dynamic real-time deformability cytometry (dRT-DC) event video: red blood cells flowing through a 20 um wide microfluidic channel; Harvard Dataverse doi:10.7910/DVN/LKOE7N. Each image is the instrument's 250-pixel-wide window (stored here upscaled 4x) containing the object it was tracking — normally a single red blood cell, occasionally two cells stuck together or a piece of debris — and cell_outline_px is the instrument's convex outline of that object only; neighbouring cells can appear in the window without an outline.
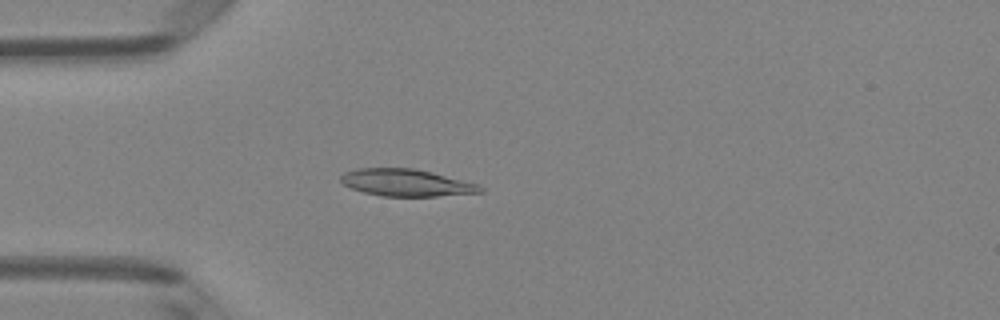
{"species": "Egyptian fruit bat (a non-hibernating species)", "species_latin": "Rousettus aegyptiacus", "temperature_condition": "room temperature", "stored_images_in_passage": 4, "camera_frame_rate_fps": 3000, "um_per_image_px": 0.085, "animal": {"sex": "female"}, "frame": {"image": 1, "passage_image": 4, "time_ms": 1.0, "image_size_px": [1000, 320], "cell_outline_px": [[484, 192], [436, 196], [384, 196], [364, 192], [352, 188], [344, 184], [340, 180], [340, 176], [344, 172], [356, 168], [412, 168], [432, 172], [476, 184], [484, 188]], "centroid_in_image_um": [34.51, 15.52], "position_along_channel_um": 50.5, "area_um2": 21.79}}